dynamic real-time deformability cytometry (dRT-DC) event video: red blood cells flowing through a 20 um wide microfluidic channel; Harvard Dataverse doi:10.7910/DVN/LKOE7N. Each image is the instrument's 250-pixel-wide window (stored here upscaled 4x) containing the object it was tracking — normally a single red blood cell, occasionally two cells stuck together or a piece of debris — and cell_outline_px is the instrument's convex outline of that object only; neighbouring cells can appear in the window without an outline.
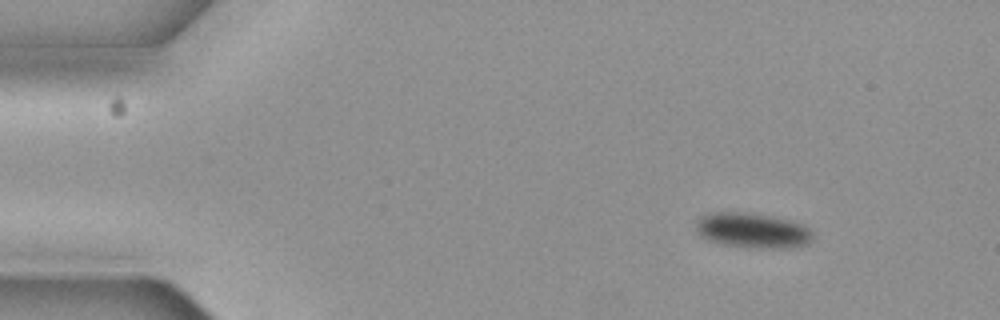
{"species": "common noctule bat (a hibernating species)", "species_latin": "Nyctalus noctula", "temperature_condition": "cold", "stored_images_in_passage": 7, "camera_frame_rate_fps": 3000, "um_per_image_px": 0.085, "animal": {"sex": "female", "body_mass_g": 19.3, "forearm_length_mm": 54.1}, "frame": {"image": 1, "passage_image": 2, "time_ms": 0.333, "image_size_px": [1000, 320], "cell_outline_px": [[812, 236], [804, 244], [780, 248], [744, 248], [720, 244], [708, 240], [700, 236], [696, 232], [696, 220], [700, 216], [712, 212], [744, 212], [772, 216], [804, 224], [808, 228]], "centroid_in_image_um": [63.86, 19.58], "position_along_channel_um": 21.1, "area_um2": 23.93}}
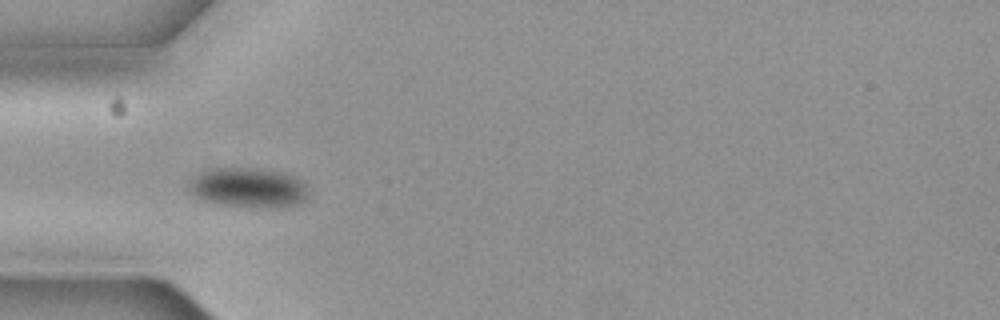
{"frame": {"image": 2, "passage_image": 5, "time_ms": 1.333, "image_size_px": [1000, 320], "cell_outline_px": [[308, 196], [300, 204], [280, 208], [276, 208], [224, 204], [200, 200], [188, 192], [188, 180], [200, 172], [212, 168], [256, 168], [280, 172], [292, 176], [300, 180], [304, 184], [308, 192]], "centroid_in_image_um": [21.07, 15.95], "position_along_channel_um": 63.9, "area_um2": 27.8}}
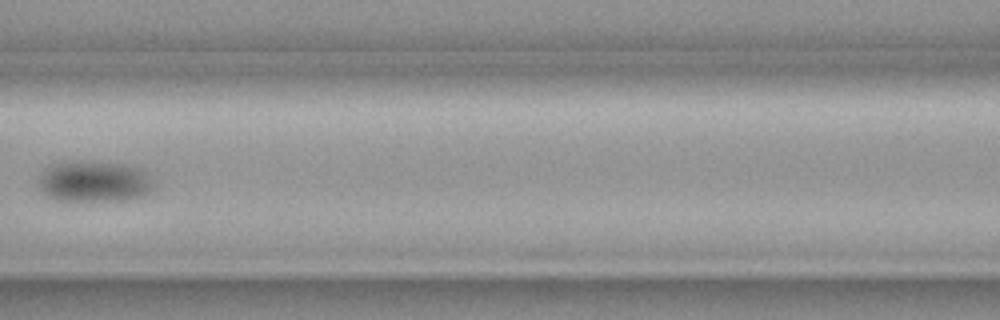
{"frame": {"image": 3, "passage_image": 7, "time_ms": 2.0, "image_size_px": [1000, 320], "cell_outline_px": [[156, 188], [152, 192], [144, 196], [128, 200], [56, 200], [44, 196], [40, 192], [36, 184], [44, 168], [52, 164], [68, 160], [92, 160], [128, 164], [144, 168], [148, 172], [156, 184]], "centroid_in_image_um": [8.04, 15.39], "position_along_channel_um": 158.6, "area_um2": 29.07}}